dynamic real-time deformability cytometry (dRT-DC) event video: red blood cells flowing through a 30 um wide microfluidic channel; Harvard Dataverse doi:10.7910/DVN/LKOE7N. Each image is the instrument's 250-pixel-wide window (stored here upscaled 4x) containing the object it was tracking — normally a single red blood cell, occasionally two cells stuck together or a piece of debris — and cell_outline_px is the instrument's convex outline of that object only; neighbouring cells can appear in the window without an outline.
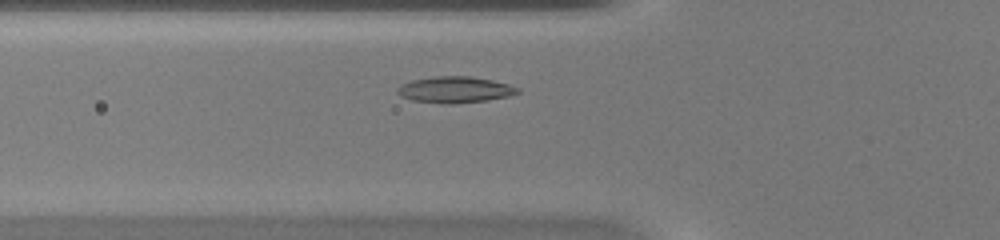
{"species": "common noctule bat (a hibernating species)", "species_latin": "Nyctalus noctula", "temperature_condition": "warm", "stored_images_in_passage": 38, "camera_frame_rate_fps": 3000, "um_per_image_px": 0.085, "animal": {"sex": "female", "body_mass_g": 20.0, "forearm_length_mm": 54.0}, "frame": {"image": 1, "passage_image": 7, "time_ms": 2.0, "image_size_px": [1000, 240], "cell_outline_px": [[520, 92], [508, 96], [488, 100], [452, 104], [448, 104], [412, 100], [400, 96], [396, 92], [396, 88], [400, 84], [412, 80], [432, 76], [468, 76], [492, 80], [508, 84], [520, 88]], "centroid_in_image_um": [38.64, 7.62], "position_along_channel_um": 87.2, "area_um2": 18.5}}
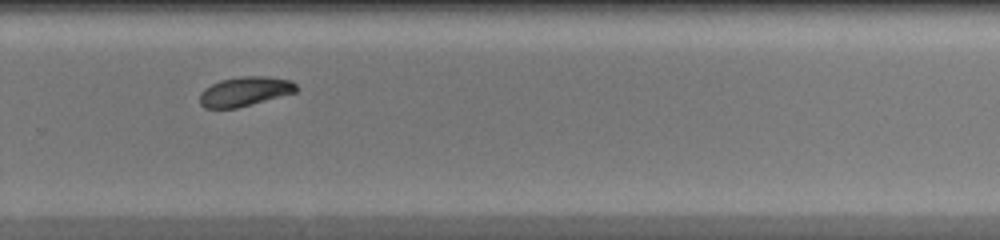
{"frame": {"image": 2, "passage_image": 23, "time_ms": 7.333, "image_size_px": [1000, 240], "cell_outline_px": [[300, 88], [296, 92], [236, 108], [204, 108], [200, 104], [200, 92], [204, 88], [220, 80], [240, 76], [268, 76], [292, 80]], "centroid_in_image_um": [20.83, 7.76], "position_along_channel_um": 309.0, "area_um2": 16.65}}
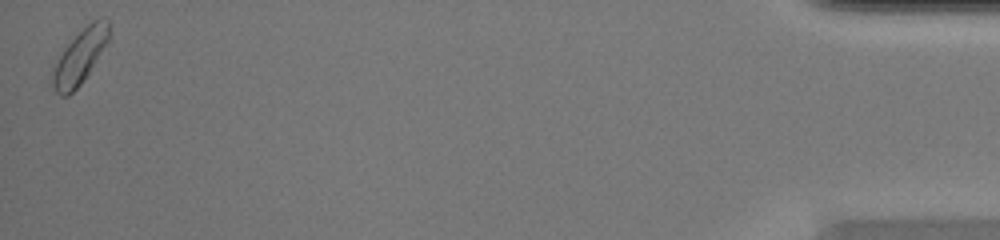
{"frame": {"image": 3, "passage_image": 38, "time_ms": 12.333, "image_size_px": [1000, 240], "cell_outline_px": [[112, 36], [84, 80], [68, 96], [60, 96], [52, 88], [52, 68], [64, 48], [92, 20], [108, 20], [112, 32]], "centroid_in_image_um": [6.81, 4.84], "position_along_channel_um": 428.4, "area_um2": 17.8}, "authors_computed_cell_mechanics": {"area_um2": 16.8776, "velocity_mm_per_s": 4.1578, "shape_relaxation_time_tau1_ms": 3.2827, "shape_relaxation_time_tau2_ms": null, "deformation_change_tau1": 0.0955, "deformation_change_tau2": null}}